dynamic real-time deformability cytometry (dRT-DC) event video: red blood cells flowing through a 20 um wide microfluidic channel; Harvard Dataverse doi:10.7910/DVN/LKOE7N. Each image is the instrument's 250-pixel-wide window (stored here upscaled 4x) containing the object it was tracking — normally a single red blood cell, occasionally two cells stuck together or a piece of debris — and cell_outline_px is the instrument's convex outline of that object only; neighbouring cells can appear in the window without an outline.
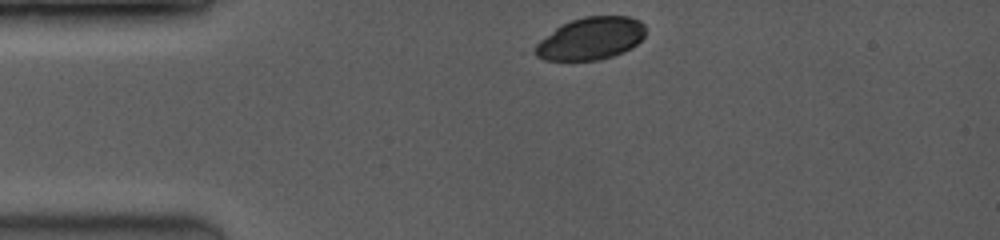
{"species": "common noctule bat (a hibernating species)", "species_latin": "Nyctalus noctula", "temperature_condition": "room temperature", "stored_images_in_passage": 40, "camera_frame_rate_fps": 3500, "um_per_image_px": 0.085, "animal": {"sex": "female", "body_mass_g": 19.0, "forearm_length_mm": 53.3}, "frame": {"image": 1, "passage_image": 1, "time_ms": 0.0, "image_size_px": [1000, 240], "cell_outline_px": [[644, 36], [632, 48], [624, 52], [600, 60], [544, 60], [536, 56], [536, 44], [540, 40], [556, 28], [572, 20], [584, 16], [628, 16], [640, 20], [644, 24]], "centroid_in_image_um": [50.24, 3.28], "position_along_channel_um": 34.8, "area_um2": 27.11}}
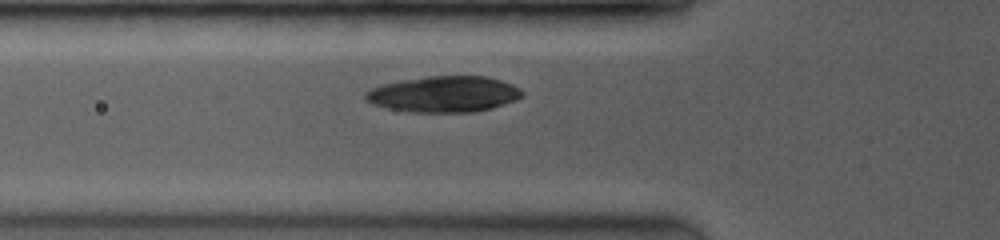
{"frame": {"image": 2, "passage_image": 9, "time_ms": 2.286, "image_size_px": [1000, 240], "cell_outline_px": [[524, 96], [516, 100], [492, 108], [476, 112], [412, 112], [388, 108], [372, 104], [364, 96], [364, 92], [372, 88], [384, 84], [404, 80], [428, 76], [484, 76], [500, 80], [512, 84], [520, 88], [524, 92]], "centroid_in_image_um": [37.78, 8.01], "position_along_channel_um": 88.0, "area_um2": 32.83}}
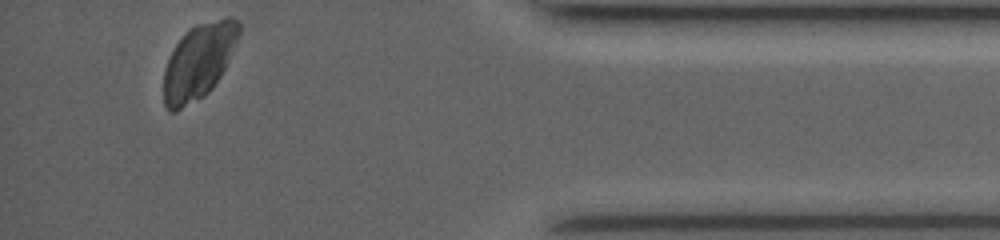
{"frame": {"image": 3, "passage_image": 40, "time_ms": 11.143, "image_size_px": [1000, 240], "cell_outline_px": [[240, 32], [224, 68], [220, 76], [212, 88], [204, 96], [176, 112], [168, 112], [164, 104], [164, 72], [168, 60], [176, 44], [188, 28], [196, 24], [228, 16], [232, 16], [240, 24]], "centroid_in_image_um": [16.87, 5.22], "position_along_channel_um": 418.3, "area_um2": 32.77}}